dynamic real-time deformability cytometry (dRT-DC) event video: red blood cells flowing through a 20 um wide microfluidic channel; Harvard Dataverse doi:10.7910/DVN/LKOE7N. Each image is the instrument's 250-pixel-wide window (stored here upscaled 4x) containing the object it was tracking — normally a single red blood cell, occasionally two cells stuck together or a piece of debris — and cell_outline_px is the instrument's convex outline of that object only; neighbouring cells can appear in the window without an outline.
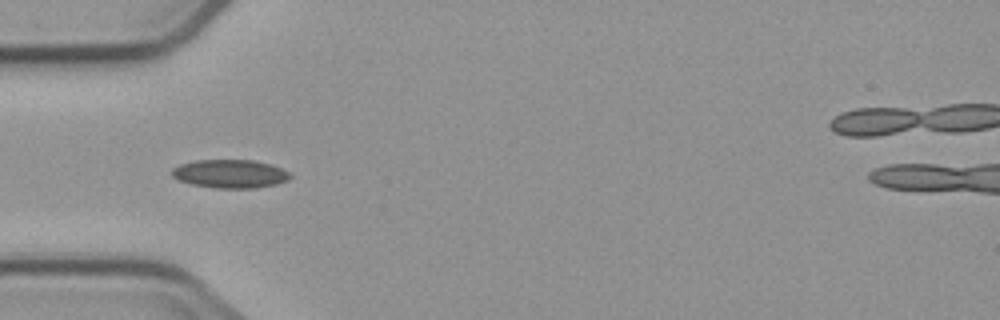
{"species": "common noctule bat (a hibernating species)", "species_latin": "Nyctalus noctula", "temperature_condition": "cold", "stored_images_in_passage": 8, "camera_frame_rate_fps": 3000, "um_per_image_px": 0.085, "animal": {"sex": "male", "body_mass_g": 23.1, "forearm_length_mm": 52.7}, "frame": {"image": 1, "passage_image": 4, "time_ms": 3.333, "image_size_px": [1000, 320], "cell_outline_px": [[292, 176], [288, 180], [276, 184], [256, 188], [212, 188], [192, 184], [180, 180], [172, 176], [172, 168], [180, 164], [196, 160], [252, 160], [272, 164], [288, 172]], "centroid_in_image_um": [19.56, 14.77], "position_along_channel_um": 65.4, "area_um2": 19.59}}
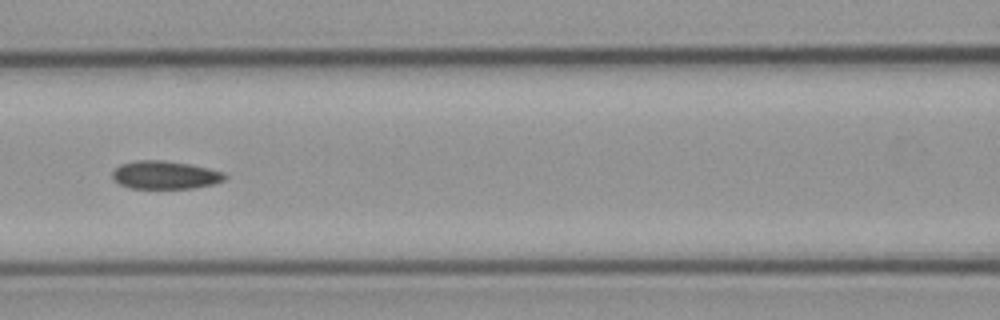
{"frame": {"image": 2, "passage_image": 6, "time_ms": 5.667, "image_size_px": [1000, 320], "cell_outline_px": [[228, 176], [224, 180], [212, 184], [192, 188], [128, 188], [120, 184], [112, 176], [112, 172], [120, 164], [136, 160], [164, 160], [192, 164], [224, 172]], "centroid_in_image_um": [14.04, 14.86], "position_along_channel_um": 152.6, "area_um2": 18.44}}
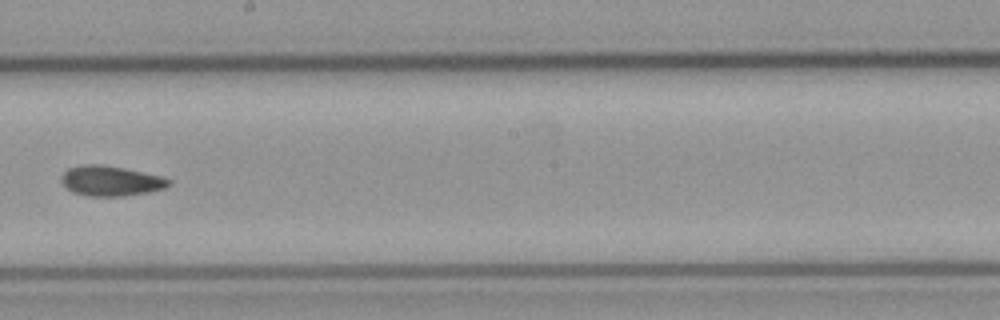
{"frame": {"image": 3, "passage_image": 8, "time_ms": 8.0, "image_size_px": [1000, 320], "cell_outline_px": [[172, 184], [164, 188], [148, 192], [124, 196], [88, 196], [72, 192], [60, 180], [64, 172], [68, 168], [84, 164], [100, 164], [124, 168], [160, 176], [172, 180]], "centroid_in_image_um": [9.42, 15.37], "position_along_channel_um": 238.8, "area_um2": 18.79}}